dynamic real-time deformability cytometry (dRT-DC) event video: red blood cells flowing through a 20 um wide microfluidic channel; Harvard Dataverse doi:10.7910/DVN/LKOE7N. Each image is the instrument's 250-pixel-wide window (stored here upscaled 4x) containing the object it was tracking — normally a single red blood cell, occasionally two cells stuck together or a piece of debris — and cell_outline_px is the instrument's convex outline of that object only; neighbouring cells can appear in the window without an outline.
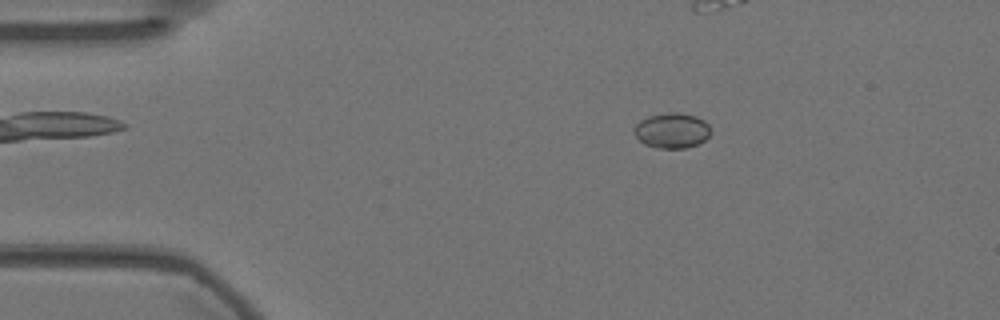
{"species": "Egyptian fruit bat (a non-hibernating species)", "species_latin": "Rousettus aegyptiacus", "temperature_condition": "warm", "stored_images_in_passage": 57, "camera_frame_rate_fps": 3000, "um_per_image_px": 0.085, "animal": {"sex": "female"}, "frame": {"image": 1, "passage_image": 10, "time_ms": 3.0, "image_size_px": [1000, 320], "cell_outline_px": [[712, 132], [704, 140], [696, 144], [684, 148], [660, 148], [644, 144], [636, 136], [636, 124], [640, 120], [648, 116], [668, 112], [676, 112], [696, 116], [704, 120], [708, 124]], "centroid_in_image_um": [57.14, 11.08], "position_along_channel_um": 27.9, "area_um2": 15.55}}
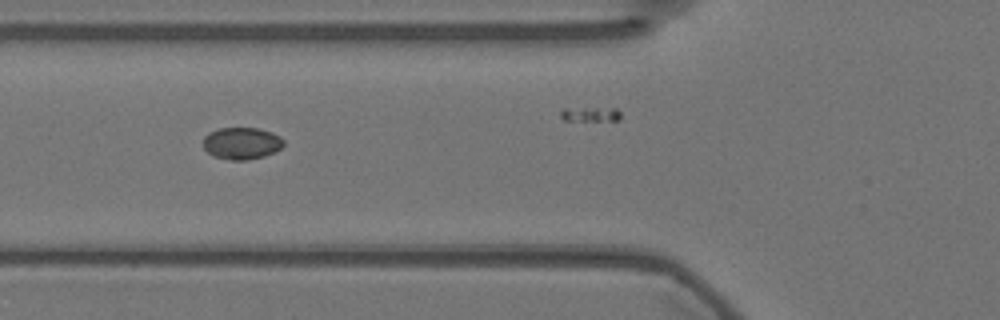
{"frame": {"image": 2, "passage_image": 21, "time_ms": 6.667, "image_size_px": [1000, 320], "cell_outline_px": [[284, 144], [280, 148], [264, 156], [248, 160], [232, 160], [212, 156], [204, 148], [204, 136], [208, 132], [220, 128], [256, 128], [272, 132], [280, 136], [284, 140]], "centroid_in_image_um": [20.53, 12.17], "position_along_channel_um": 105.3, "area_um2": 14.97}}
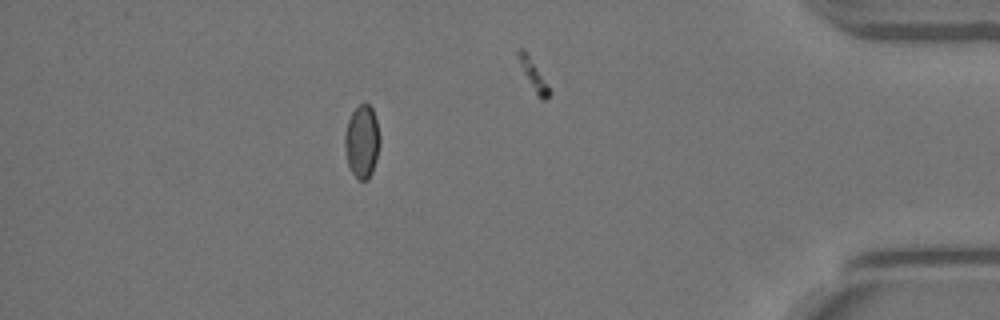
{"frame": {"image": 3, "passage_image": 50, "time_ms": 16.333, "image_size_px": [1000, 320], "cell_outline_px": [[380, 144], [376, 160], [372, 172], [368, 180], [360, 180], [352, 172], [348, 164], [344, 144], [344, 136], [348, 120], [352, 112], [364, 100], [372, 108], [376, 120], [380, 136]], "centroid_in_image_um": [30.78, 12.0], "position_along_channel_um": 404.4, "area_um2": 14.91}}